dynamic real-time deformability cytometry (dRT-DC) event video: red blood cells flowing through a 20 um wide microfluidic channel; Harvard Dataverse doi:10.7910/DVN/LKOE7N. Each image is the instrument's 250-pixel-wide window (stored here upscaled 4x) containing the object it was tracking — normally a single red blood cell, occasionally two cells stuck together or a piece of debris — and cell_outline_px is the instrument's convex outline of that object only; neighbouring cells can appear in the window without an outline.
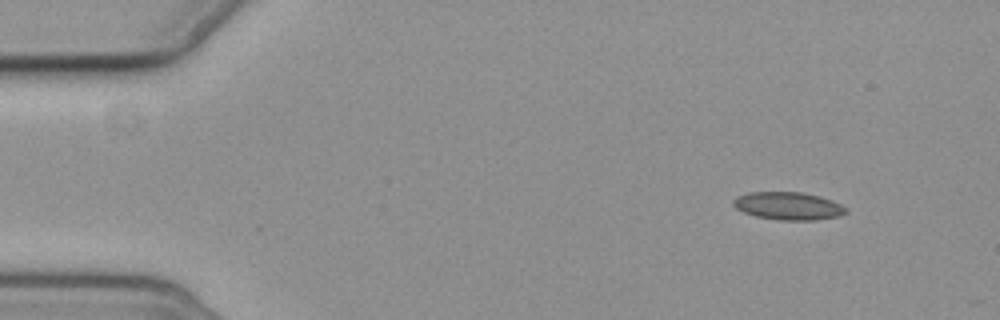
{"species": "common noctule bat (a hibernating species)", "species_latin": "Nyctalus noctula", "temperature_condition": "cold", "stored_images_in_passage": 5, "camera_frame_rate_fps": 3000, "um_per_image_px": 0.085, "animal": {"sex": "female", "body_mass_g": 19.3, "forearm_length_mm": 54.1}, "frame": {"image": 1, "passage_image": 1, "time_ms": 0.0, "image_size_px": [1000, 320], "cell_outline_px": [[848, 212], [840, 216], [816, 220], [776, 220], [756, 216], [744, 212], [736, 208], [732, 204], [732, 200], [736, 196], [748, 192], [804, 192], [820, 196], [832, 200], [848, 208]], "centroid_in_image_um": [67.01, 17.5], "position_along_channel_um": 18.0, "area_um2": 18.5}}
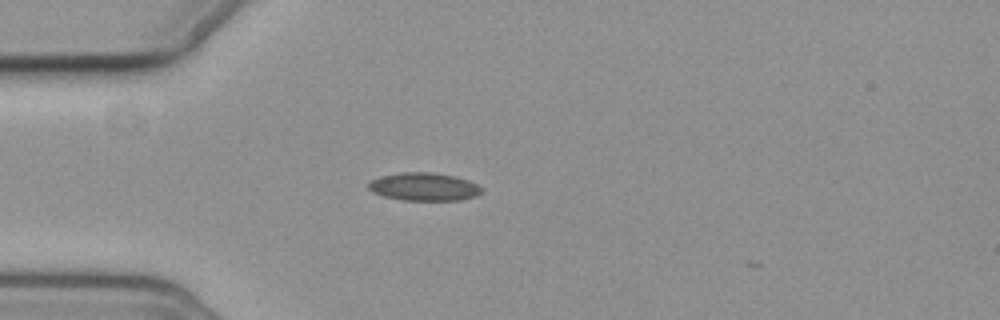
{"frame": {"image": 2, "passage_image": 4, "time_ms": 3.333, "image_size_px": [1000, 320], "cell_outline_px": [[484, 192], [476, 196], [460, 200], [404, 200], [384, 196], [372, 192], [368, 188], [368, 184], [372, 180], [380, 176], [400, 172], [428, 172], [452, 176], [468, 180], [484, 188]], "centroid_in_image_um": [36.06, 15.88], "position_along_channel_um": 48.9, "area_um2": 18.44}}